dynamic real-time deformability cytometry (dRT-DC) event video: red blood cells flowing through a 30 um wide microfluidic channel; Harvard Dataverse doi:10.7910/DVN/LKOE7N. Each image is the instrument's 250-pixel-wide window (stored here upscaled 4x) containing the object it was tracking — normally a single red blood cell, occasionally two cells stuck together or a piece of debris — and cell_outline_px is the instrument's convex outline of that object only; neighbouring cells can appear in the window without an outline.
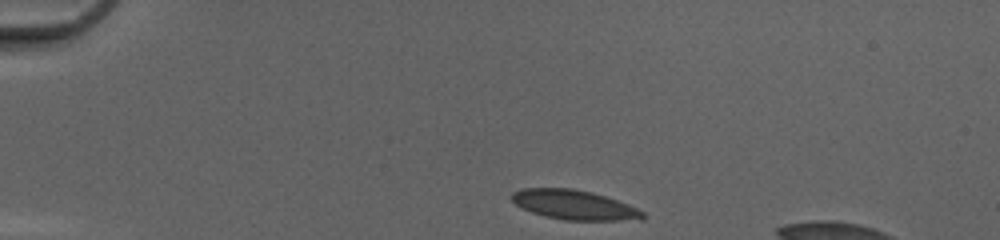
{"species": "common noctule bat (a hibernating species)", "species_latin": "Nyctalus noctula", "temperature_condition": "cold", "stored_images_in_passage": 7, "camera_frame_rate_fps": 3000, "um_per_image_px": 0.085, "animal": {"sex": "female", "body_mass_g": 20.0, "forearm_length_mm": 54.0}, "frame": {"image": 1, "passage_image": 1, "time_ms": 0.0, "image_size_px": [1000, 240], "cell_outline_px": [[644, 220], [564, 220], [532, 212], [516, 204], [512, 200], [512, 192], [524, 188], [572, 188], [592, 192], [628, 204], [644, 212]], "centroid_in_image_um": [48.84, 17.41], "position_along_channel_um": 36.2, "area_um2": 22.31}}